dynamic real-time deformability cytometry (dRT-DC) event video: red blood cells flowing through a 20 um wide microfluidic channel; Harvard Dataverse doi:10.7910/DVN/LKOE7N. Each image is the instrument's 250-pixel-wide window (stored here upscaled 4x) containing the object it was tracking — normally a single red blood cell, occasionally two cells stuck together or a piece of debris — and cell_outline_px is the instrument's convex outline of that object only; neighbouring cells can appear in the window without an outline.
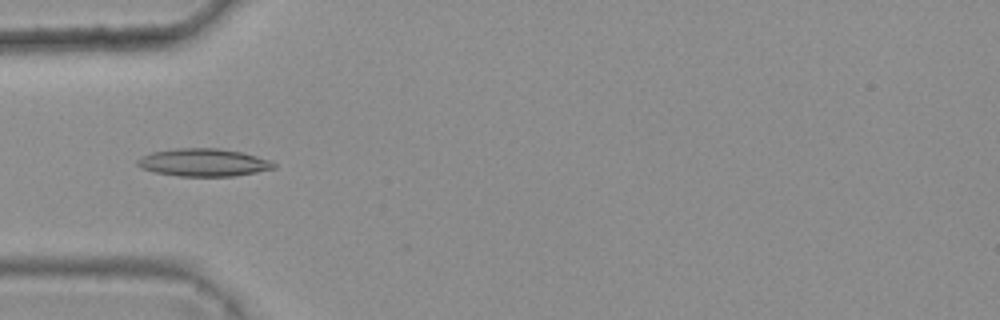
{"species": "common noctule bat (a hibernating species)", "species_latin": "Nyctalus noctula", "temperature_condition": "warm", "stored_images_in_passage": 6, "camera_frame_rate_fps": 3000, "um_per_image_px": 0.085, "animal": {"sex": "female", "body_mass_g": 25.1}, "frame": {"image": 1, "passage_image": 4, "time_ms": 1.0, "image_size_px": [1000, 320], "cell_outline_px": [[276, 168], [256, 172], [232, 176], [180, 176], [156, 172], [140, 168], [136, 164], [136, 160], [152, 152], [176, 148], [216, 148], [240, 152], [272, 160], [276, 164]], "centroid_in_image_um": [17.31, 13.81], "position_along_channel_um": 67.7, "area_um2": 21.91}}
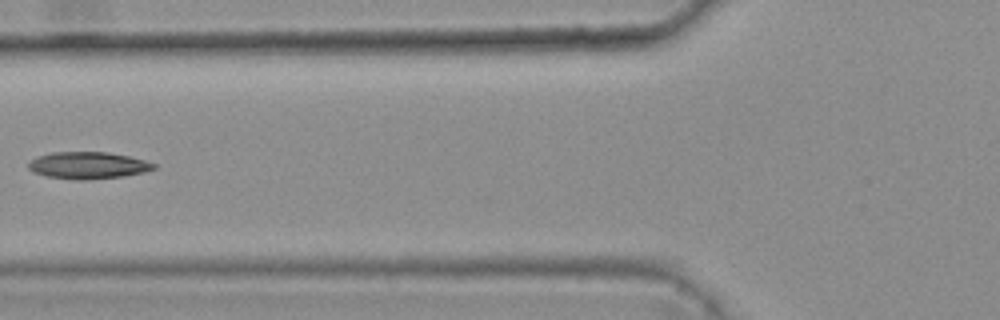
{"frame": {"image": 2, "passage_image": 5, "time_ms": 1.333, "image_size_px": [1000, 320], "cell_outline_px": [[156, 168], [144, 172], [124, 176], [84, 180], [72, 180], [44, 176], [28, 168], [28, 164], [36, 156], [52, 152], [108, 152], [128, 156], [144, 160], [156, 164]], "centroid_in_image_um": [7.47, 14.06], "position_along_channel_um": 118.3, "area_um2": 19.71}}
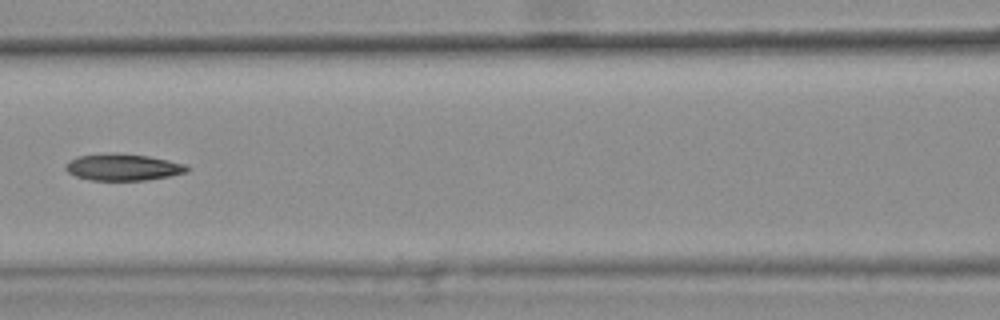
{"frame": {"image": 3, "passage_image": 6, "time_ms": 1.667, "image_size_px": [1000, 320], "cell_outline_px": [[192, 168], [188, 172], [168, 176], [144, 180], [88, 180], [76, 176], [68, 172], [64, 168], [64, 164], [76, 156], [116, 152], [148, 156], [188, 164]], "centroid_in_image_um": [10.46, 14.2], "position_along_channel_um": 156.1, "area_um2": 19.13}}